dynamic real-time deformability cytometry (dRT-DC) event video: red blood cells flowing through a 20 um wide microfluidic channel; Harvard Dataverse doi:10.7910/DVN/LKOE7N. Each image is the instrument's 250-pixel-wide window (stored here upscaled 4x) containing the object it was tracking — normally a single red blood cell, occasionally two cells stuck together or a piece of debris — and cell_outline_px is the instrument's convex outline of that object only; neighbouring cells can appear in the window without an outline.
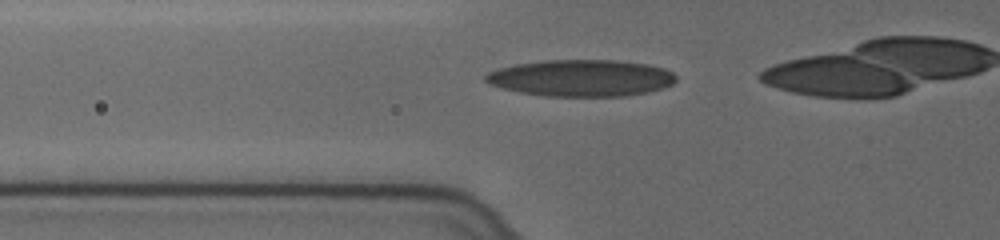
{"species": "human", "species_latin": "Homo sapiens", "temperature_condition": "cold", "stored_images_in_passage": 10, "camera_frame_rate_fps": 3000, "um_per_image_px": 0.085, "donor": {"sex": "female"}, "frame": {"image": 1, "passage_image": 4, "time_ms": 1.0, "image_size_px": [1000, 240], "cell_outline_px": [[676, 80], [672, 84], [648, 92], [624, 96], [544, 96], [520, 92], [500, 88], [484, 80], [484, 76], [488, 72], [500, 68], [516, 64], [544, 60], [616, 60], [648, 64], [664, 68], [672, 72], [676, 76]], "centroid_in_image_um": [49.4, 6.63], "position_along_channel_um": 76.4, "area_um2": 40.69}}
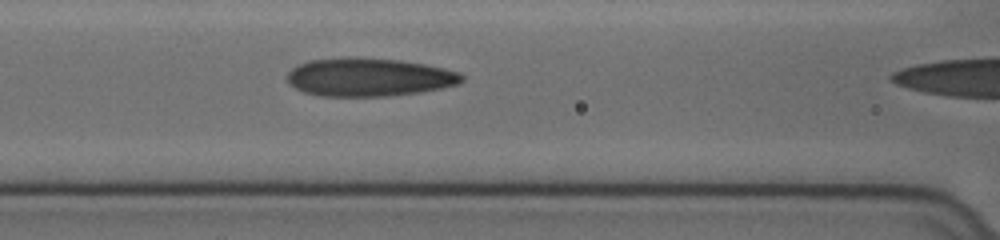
{"frame": {"image": 2, "passage_image": 9, "time_ms": 2.667, "image_size_px": [1000, 240], "cell_outline_px": [[464, 80], [456, 84], [440, 88], [420, 92], [388, 96], [320, 96], [304, 92], [296, 88], [288, 80], [288, 72], [292, 68], [300, 64], [312, 60], [400, 60], [424, 64], [444, 68], [460, 72], [464, 76]], "centroid_in_image_um": [31.42, 6.6], "position_along_channel_um": 135.2, "area_um2": 37.63}}